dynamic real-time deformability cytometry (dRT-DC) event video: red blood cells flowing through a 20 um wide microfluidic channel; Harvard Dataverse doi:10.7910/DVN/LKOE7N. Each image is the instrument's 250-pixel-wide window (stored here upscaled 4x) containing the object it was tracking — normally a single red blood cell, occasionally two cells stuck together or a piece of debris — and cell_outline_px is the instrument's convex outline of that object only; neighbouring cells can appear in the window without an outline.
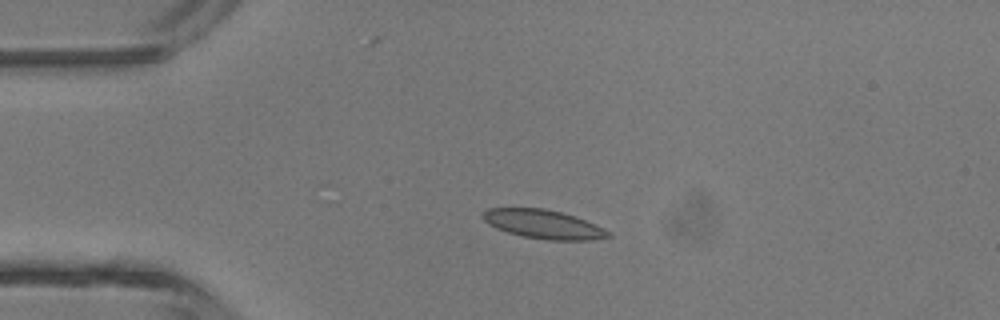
{"species": "common noctule bat (a hibernating species)", "species_latin": "Nyctalus noctula", "temperature_condition": "room temperature", "stored_images_in_passage": 5, "camera_frame_rate_fps": 3000, "um_per_image_px": 0.085, "animal": {"sex": "male", "body_mass_g": 13.3}, "frame": {"image": 1, "passage_image": 4, "time_ms": 3.333, "image_size_px": [1000, 320], "cell_outline_px": [[612, 236], [592, 240], [548, 240], [524, 236], [508, 232], [496, 228], [488, 224], [480, 216], [488, 208], [544, 208], [576, 216], [596, 224], [612, 232]], "centroid_in_image_um": [46.22, 19.06], "position_along_channel_um": 38.8, "area_um2": 21.15}}